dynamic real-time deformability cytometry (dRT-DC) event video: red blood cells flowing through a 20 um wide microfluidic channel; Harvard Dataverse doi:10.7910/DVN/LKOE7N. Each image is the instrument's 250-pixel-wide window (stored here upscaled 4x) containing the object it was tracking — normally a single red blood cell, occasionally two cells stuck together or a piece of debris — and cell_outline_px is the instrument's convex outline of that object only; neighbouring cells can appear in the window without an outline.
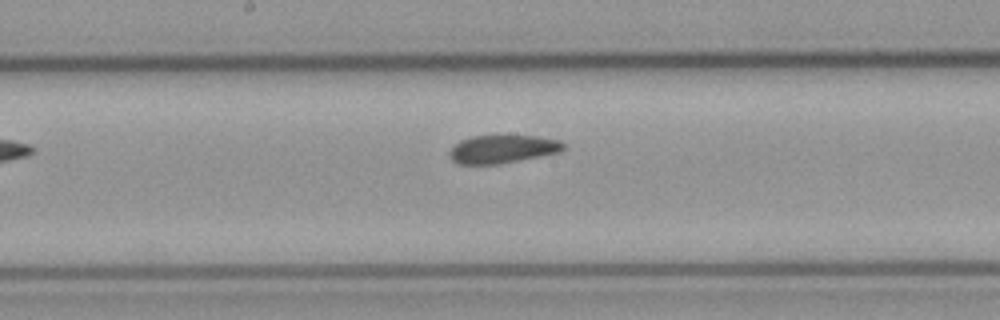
{"species": "common noctule bat (a hibernating species)", "species_latin": "Nyctalus noctula", "temperature_condition": "cold", "stored_images_in_passage": 5, "camera_frame_rate_fps": 3000, "um_per_image_px": 0.085, "animal": {"sex": "male", "body_mass_g": 23.1, "forearm_length_mm": 52.7}, "frame": {"image": 1, "passage_image": 5, "time_ms": 4.667, "image_size_px": [1000, 320], "cell_outline_px": [[564, 148], [560, 152], [500, 164], [460, 164], [452, 160], [448, 156], [448, 152], [460, 140], [472, 136], [536, 136], [556, 140], [564, 144]], "centroid_in_image_um": [42.67, 12.68], "position_along_channel_um": 205.5, "area_um2": 18.5}}